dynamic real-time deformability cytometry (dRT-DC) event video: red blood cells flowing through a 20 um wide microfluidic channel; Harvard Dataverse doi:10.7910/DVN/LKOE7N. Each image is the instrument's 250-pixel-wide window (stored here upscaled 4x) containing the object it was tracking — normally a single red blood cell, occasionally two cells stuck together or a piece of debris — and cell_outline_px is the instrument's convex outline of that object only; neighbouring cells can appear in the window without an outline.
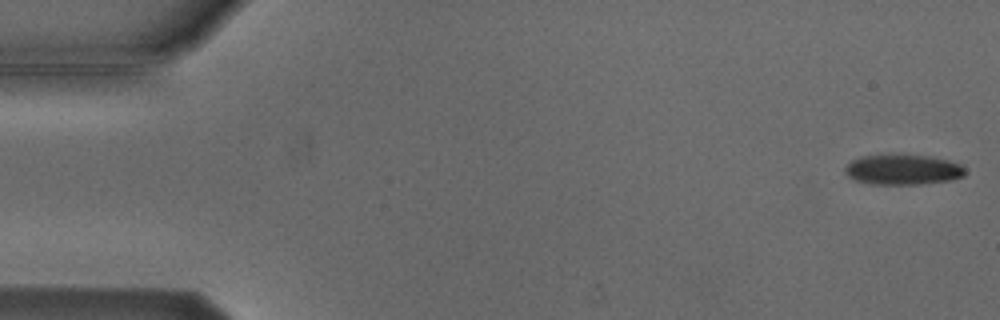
{"species": "Egyptian fruit bat (a non-hibernating species)", "species_latin": "Rousettus aegyptiacus", "temperature_condition": "cold", "stored_images_in_passage": 2, "camera_frame_rate_fps": 3000, "um_per_image_px": 0.085, "animal": {"sex": "male"}, "frame": {"image": 1, "passage_image": 1, "time_ms": 0.0, "image_size_px": [1000, 320], "cell_outline_px": [[964, 176], [948, 180], [916, 184], [872, 184], [856, 180], [848, 176], [844, 172], [844, 168], [852, 160], [864, 156], [928, 156], [960, 164], [964, 168]], "centroid_in_image_um": [76.71, 14.44], "position_along_channel_um": 8.3, "area_um2": 20.4}}